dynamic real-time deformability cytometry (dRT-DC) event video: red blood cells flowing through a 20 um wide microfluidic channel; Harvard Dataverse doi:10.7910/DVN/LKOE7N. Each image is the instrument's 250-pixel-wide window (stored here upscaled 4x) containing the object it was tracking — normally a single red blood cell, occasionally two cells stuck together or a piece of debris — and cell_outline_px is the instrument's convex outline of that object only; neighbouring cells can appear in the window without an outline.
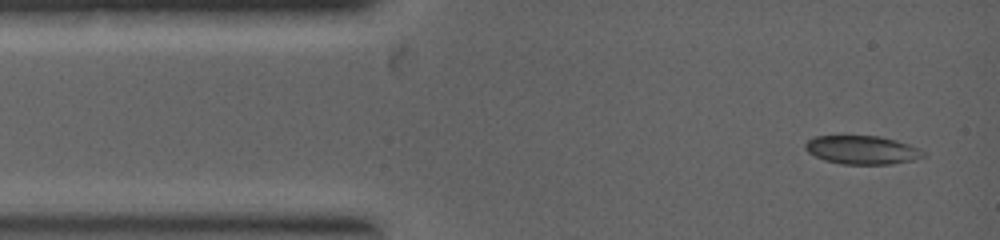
{"species": "common noctule bat (a hibernating species)", "species_latin": "Nyctalus noctula", "temperature_condition": "warm", "stored_images_in_passage": 9, "camera_frame_rate_fps": 5000, "um_per_image_px": 0.085, "animal": {"sex": "female", "body_mass_g": 19.0, "forearm_length_mm": 53.3}, "frame": {"image": 1, "passage_image": 1, "time_ms": 0.0, "image_size_px": [1000, 240], "cell_outline_px": [[924, 156], [912, 160], [892, 164], [840, 164], [824, 160], [808, 152], [804, 148], [804, 144], [808, 140], [816, 136], [880, 136], [896, 140], [920, 148], [924, 152]], "centroid_in_image_um": [73.26, 12.74], "position_along_channel_um": 11.7, "area_um2": 19.59}}
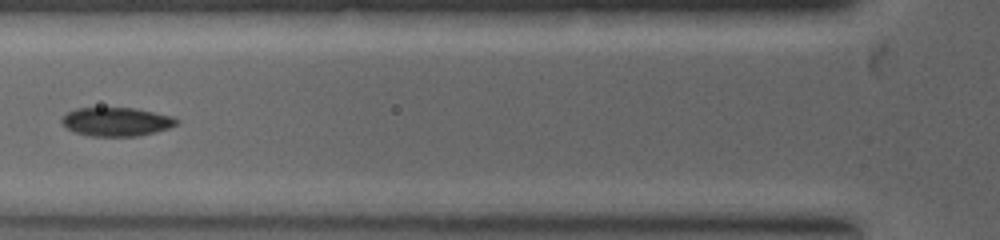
{"frame": {"image": 2, "passage_image": 5, "time_ms": 2.4, "image_size_px": [1000, 240], "cell_outline_px": [[180, 120], [176, 124], [168, 128], [136, 136], [92, 136], [76, 132], [68, 128], [60, 120], [68, 112], [76, 108], [136, 108], [172, 116]], "centroid_in_image_um": [9.91, 10.34], "position_along_channel_um": 115.9, "area_um2": 18.9}}
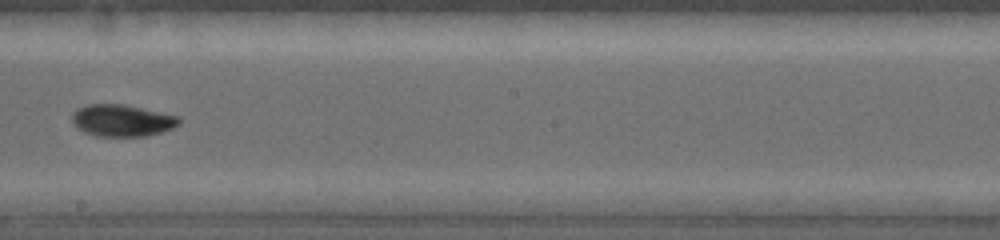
{"frame": {"image": 3, "passage_image": 8, "time_ms": 4.2, "image_size_px": [1000, 240], "cell_outline_px": [[180, 124], [172, 128], [160, 132], [144, 136], [96, 136], [84, 132], [72, 124], [72, 112], [88, 104], [124, 104], [180, 116]], "centroid_in_image_um": [10.37, 10.24], "position_along_channel_um": 237.8, "area_um2": 19.88}}